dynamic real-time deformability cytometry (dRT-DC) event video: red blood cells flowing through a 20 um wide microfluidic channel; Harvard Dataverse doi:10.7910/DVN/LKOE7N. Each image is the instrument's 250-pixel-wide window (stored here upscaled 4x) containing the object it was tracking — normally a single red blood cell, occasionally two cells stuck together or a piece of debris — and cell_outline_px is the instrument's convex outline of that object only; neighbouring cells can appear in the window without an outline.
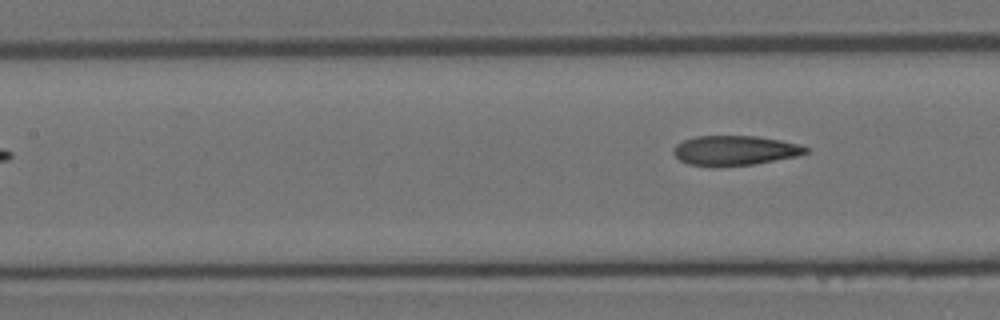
{"species": "Egyptian fruit bat (a non-hibernating species)", "species_latin": "Rousettus aegyptiacus", "temperature_condition": "room temperature", "stored_images_in_passage": 6, "segment_of_instrument_passage": [2, 2], "camera_frame_rate_fps": 3000, "um_per_image_px": 0.085, "animal": {"sex": "female"}, "frame": {"image": 1, "passage_image": 6, "time_ms": 1.667, "image_size_px": [1000, 320], "cell_outline_px": [[808, 152], [796, 156], [756, 164], [716, 168], [688, 164], [680, 160], [672, 152], [672, 148], [676, 144], [684, 140], [696, 136], [756, 136], [780, 140], [800, 144], [808, 148]], "centroid_in_image_um": [62.43, 12.81], "position_along_channel_um": 145.0, "area_um2": 23.29}}